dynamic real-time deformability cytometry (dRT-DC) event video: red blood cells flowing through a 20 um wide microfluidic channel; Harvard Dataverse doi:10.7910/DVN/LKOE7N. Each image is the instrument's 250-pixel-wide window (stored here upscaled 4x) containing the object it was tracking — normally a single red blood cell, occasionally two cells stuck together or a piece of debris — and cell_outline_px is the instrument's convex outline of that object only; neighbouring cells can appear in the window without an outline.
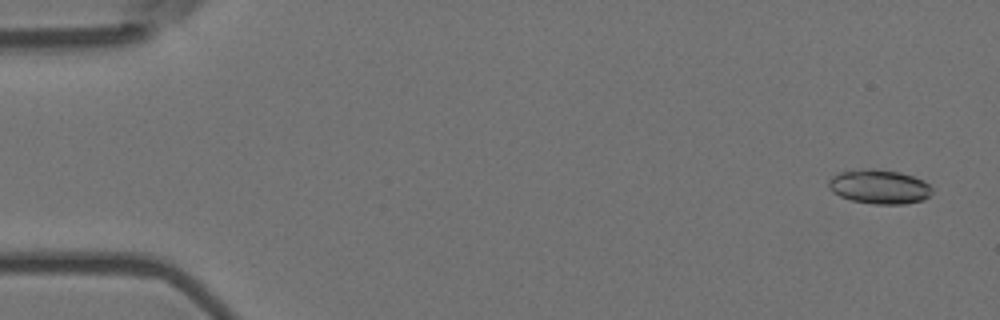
{"species": "Egyptian fruit bat (a non-hibernating species)", "species_latin": "Rousettus aegyptiacus", "temperature_condition": "room temperature", "stored_images_in_passage": 5, "camera_frame_rate_fps": 3000, "um_per_image_px": 0.085, "animal": {"sex": "female"}, "frame": {"image": 1, "passage_image": 1, "time_ms": 0.0, "image_size_px": [1000, 320], "cell_outline_px": [[932, 192], [924, 200], [908, 204], [872, 204], [852, 200], [840, 196], [832, 192], [828, 188], [828, 180], [832, 176], [840, 172], [864, 168], [872, 168], [900, 172], [924, 180], [932, 188]], "centroid_in_image_um": [74.73, 15.87], "position_along_channel_um": 10.3, "area_um2": 20.87}}
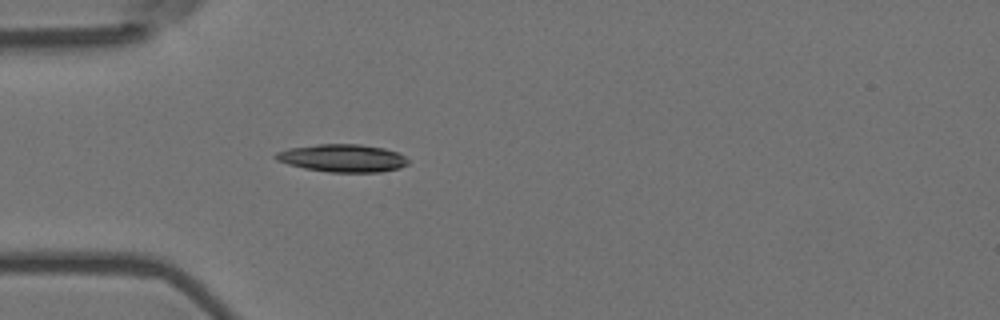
{"frame": {"image": 2, "passage_image": 5, "time_ms": 1.333, "image_size_px": [1000, 320], "cell_outline_px": [[408, 164], [400, 168], [380, 172], [328, 172], [304, 168], [288, 164], [276, 160], [272, 156], [276, 152], [288, 148], [316, 144], [360, 144], [384, 148], [396, 152], [404, 156], [408, 160]], "centroid_in_image_um": [29.09, 13.44], "position_along_channel_um": 55.9, "area_um2": 21.5}}